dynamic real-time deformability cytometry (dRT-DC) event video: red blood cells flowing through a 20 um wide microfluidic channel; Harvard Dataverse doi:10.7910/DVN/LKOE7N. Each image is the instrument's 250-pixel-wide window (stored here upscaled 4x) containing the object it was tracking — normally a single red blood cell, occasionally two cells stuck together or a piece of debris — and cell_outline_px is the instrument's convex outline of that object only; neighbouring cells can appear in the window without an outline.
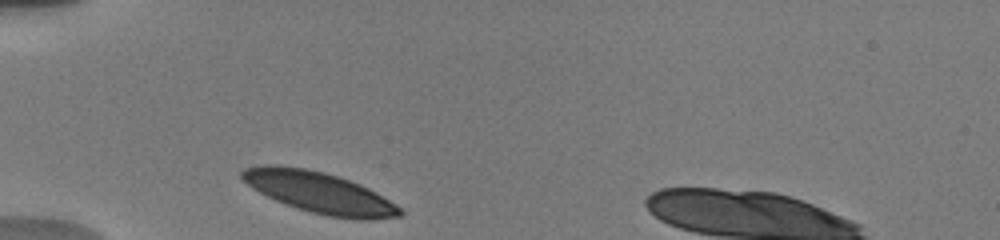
{"species": "human", "species_latin": "Homo sapiens", "temperature_condition": "warm", "stored_images_in_passage": 52, "camera_frame_rate_fps": 3000, "um_per_image_px": 0.085, "donor": {"sex": "male"}, "frame": {"image": 1, "passage_image": 1, "time_ms": 0.0, "image_size_px": [1000, 240], "cell_outline_px": [[404, 212], [400, 216], [372, 220], [360, 220], [328, 216], [312, 212], [276, 200], [252, 188], [240, 176], [240, 172], [244, 168], [264, 164], [276, 164], [304, 168], [324, 172], [360, 184], [376, 192], [396, 204]], "centroid_in_image_um": [27.16, 16.36], "position_along_channel_um": 57.8, "area_um2": 37.57}}
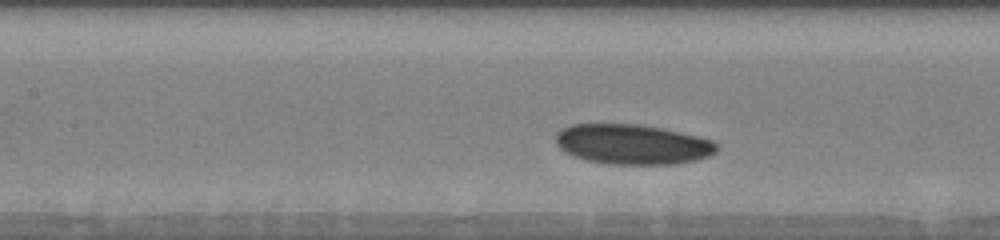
{"frame": {"image": 2, "passage_image": 15, "time_ms": 3.0, "image_size_px": [1000, 240], "cell_outline_px": [[720, 148], [716, 152], [708, 156], [696, 160], [676, 164], [608, 164], [584, 160], [572, 156], [564, 152], [556, 144], [556, 136], [564, 128], [572, 124], [640, 124], [660, 128], [696, 136], [712, 140], [720, 144]], "centroid_in_image_um": [53.78, 12.28], "position_along_channel_um": 153.6, "area_um2": 37.63}}
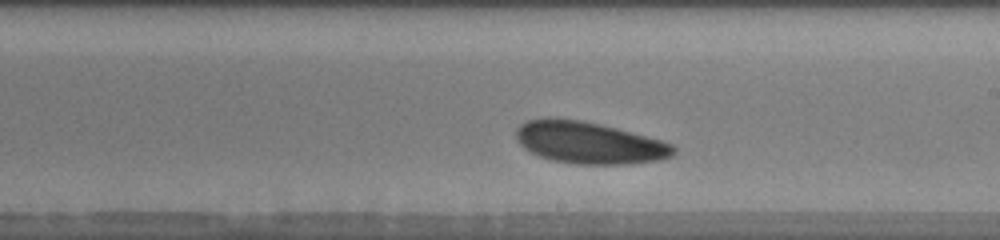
{"frame": {"image": 3, "passage_image": 26, "time_ms": 5.333, "image_size_px": [1000, 240], "cell_outline_px": [[676, 152], [672, 156], [660, 160], [632, 164], [576, 164], [552, 160], [540, 156], [524, 148], [516, 140], [516, 128], [520, 124], [528, 120], [544, 116], [552, 116], [580, 120], [600, 124], [616, 128], [660, 140], [672, 144], [676, 148]], "centroid_in_image_um": [50.04, 12.12], "position_along_channel_um": 239.0, "area_um2": 38.73}, "authors_computed_cell_mechanics": {"area_um2": 37.6278, "velocity_mm_per_s": 3.6587, "shape_relaxation_time_tau1_ms": 3.0907, "shape_relaxation_time_tau2_ms": 4.6397, "deformation_change_tau1": 0.078, "deformation_change_tau2": 0.0942}}